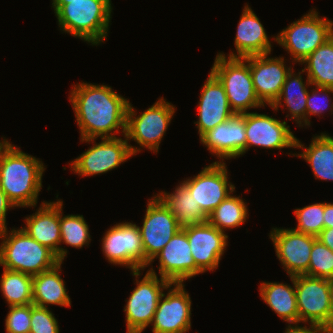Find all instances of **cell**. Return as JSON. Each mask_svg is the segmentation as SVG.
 <instances>
[{
	"label": "cell",
	"instance_id": "cell-35",
	"mask_svg": "<svg viewBox=\"0 0 333 333\" xmlns=\"http://www.w3.org/2000/svg\"><path fill=\"white\" fill-rule=\"evenodd\" d=\"M315 87V89H313ZM312 90L308 93L306 101V126H310L311 115H316L320 117L322 113L324 114L325 110H329L331 115L333 114V103L332 98L329 97L333 93V88L331 87H318L313 86ZM321 96V97H320ZM321 98V99H320ZM320 102L321 100H323Z\"/></svg>",
	"mask_w": 333,
	"mask_h": 333
},
{
	"label": "cell",
	"instance_id": "cell-9",
	"mask_svg": "<svg viewBox=\"0 0 333 333\" xmlns=\"http://www.w3.org/2000/svg\"><path fill=\"white\" fill-rule=\"evenodd\" d=\"M295 292L299 323L321 327L333 333V307L331 303L329 279L295 276Z\"/></svg>",
	"mask_w": 333,
	"mask_h": 333
},
{
	"label": "cell",
	"instance_id": "cell-40",
	"mask_svg": "<svg viewBox=\"0 0 333 333\" xmlns=\"http://www.w3.org/2000/svg\"><path fill=\"white\" fill-rule=\"evenodd\" d=\"M317 239L333 251V228H324Z\"/></svg>",
	"mask_w": 333,
	"mask_h": 333
},
{
	"label": "cell",
	"instance_id": "cell-28",
	"mask_svg": "<svg viewBox=\"0 0 333 333\" xmlns=\"http://www.w3.org/2000/svg\"><path fill=\"white\" fill-rule=\"evenodd\" d=\"M171 210L181 228L199 225L208 220V216L192 197L190 190L180 182L172 193L160 191L156 194Z\"/></svg>",
	"mask_w": 333,
	"mask_h": 333
},
{
	"label": "cell",
	"instance_id": "cell-30",
	"mask_svg": "<svg viewBox=\"0 0 333 333\" xmlns=\"http://www.w3.org/2000/svg\"><path fill=\"white\" fill-rule=\"evenodd\" d=\"M231 193L208 216V222L225 233L227 229H236L248 219L247 202Z\"/></svg>",
	"mask_w": 333,
	"mask_h": 333
},
{
	"label": "cell",
	"instance_id": "cell-5",
	"mask_svg": "<svg viewBox=\"0 0 333 333\" xmlns=\"http://www.w3.org/2000/svg\"><path fill=\"white\" fill-rule=\"evenodd\" d=\"M211 73L220 81L226 92L230 108L235 114H245L253 108L265 107L256 95L250 73V56L226 57L217 53Z\"/></svg>",
	"mask_w": 333,
	"mask_h": 333
},
{
	"label": "cell",
	"instance_id": "cell-10",
	"mask_svg": "<svg viewBox=\"0 0 333 333\" xmlns=\"http://www.w3.org/2000/svg\"><path fill=\"white\" fill-rule=\"evenodd\" d=\"M123 137L124 140L118 136L101 138L99 143L95 142L97 138L80 139L81 142L93 143V145L69 163L71 171L78 176L88 177L114 170L133 156L129 141L125 135Z\"/></svg>",
	"mask_w": 333,
	"mask_h": 333
},
{
	"label": "cell",
	"instance_id": "cell-42",
	"mask_svg": "<svg viewBox=\"0 0 333 333\" xmlns=\"http://www.w3.org/2000/svg\"><path fill=\"white\" fill-rule=\"evenodd\" d=\"M69 1H78V0H52V5H65L68 4Z\"/></svg>",
	"mask_w": 333,
	"mask_h": 333
},
{
	"label": "cell",
	"instance_id": "cell-29",
	"mask_svg": "<svg viewBox=\"0 0 333 333\" xmlns=\"http://www.w3.org/2000/svg\"><path fill=\"white\" fill-rule=\"evenodd\" d=\"M300 64L312 86L333 88V36Z\"/></svg>",
	"mask_w": 333,
	"mask_h": 333
},
{
	"label": "cell",
	"instance_id": "cell-8",
	"mask_svg": "<svg viewBox=\"0 0 333 333\" xmlns=\"http://www.w3.org/2000/svg\"><path fill=\"white\" fill-rule=\"evenodd\" d=\"M140 272L141 270L131 272L136 277L134 283L136 287L126 300L127 303L123 309L126 313V333H142L151 325L158 301L170 284L168 280L158 278L153 267L147 270L142 280H138Z\"/></svg>",
	"mask_w": 333,
	"mask_h": 333
},
{
	"label": "cell",
	"instance_id": "cell-4",
	"mask_svg": "<svg viewBox=\"0 0 333 333\" xmlns=\"http://www.w3.org/2000/svg\"><path fill=\"white\" fill-rule=\"evenodd\" d=\"M10 231L0 230V265L4 269L34 276L61 262L52 250L39 244L22 228Z\"/></svg>",
	"mask_w": 333,
	"mask_h": 333
},
{
	"label": "cell",
	"instance_id": "cell-23",
	"mask_svg": "<svg viewBox=\"0 0 333 333\" xmlns=\"http://www.w3.org/2000/svg\"><path fill=\"white\" fill-rule=\"evenodd\" d=\"M235 53L227 56L232 58H246L271 53L272 45L259 18L248 4L244 6L234 37Z\"/></svg>",
	"mask_w": 333,
	"mask_h": 333
},
{
	"label": "cell",
	"instance_id": "cell-1",
	"mask_svg": "<svg viewBox=\"0 0 333 333\" xmlns=\"http://www.w3.org/2000/svg\"><path fill=\"white\" fill-rule=\"evenodd\" d=\"M69 100L74 109L80 139L116 138L126 134L129 100L111 86L79 82L72 85ZM116 134V135H115Z\"/></svg>",
	"mask_w": 333,
	"mask_h": 333
},
{
	"label": "cell",
	"instance_id": "cell-11",
	"mask_svg": "<svg viewBox=\"0 0 333 333\" xmlns=\"http://www.w3.org/2000/svg\"><path fill=\"white\" fill-rule=\"evenodd\" d=\"M102 252L109 263L132 271L145 269V252L139 226L131 222L117 223L105 232Z\"/></svg>",
	"mask_w": 333,
	"mask_h": 333
},
{
	"label": "cell",
	"instance_id": "cell-18",
	"mask_svg": "<svg viewBox=\"0 0 333 333\" xmlns=\"http://www.w3.org/2000/svg\"><path fill=\"white\" fill-rule=\"evenodd\" d=\"M182 229L187 234L195 265L203 273L217 269L228 245V235L208 221Z\"/></svg>",
	"mask_w": 333,
	"mask_h": 333
},
{
	"label": "cell",
	"instance_id": "cell-21",
	"mask_svg": "<svg viewBox=\"0 0 333 333\" xmlns=\"http://www.w3.org/2000/svg\"><path fill=\"white\" fill-rule=\"evenodd\" d=\"M36 210L25 218L26 226L21 228L39 244L52 250L63 262L68 251L60 245V199L55 202L43 201Z\"/></svg>",
	"mask_w": 333,
	"mask_h": 333
},
{
	"label": "cell",
	"instance_id": "cell-38",
	"mask_svg": "<svg viewBox=\"0 0 333 333\" xmlns=\"http://www.w3.org/2000/svg\"><path fill=\"white\" fill-rule=\"evenodd\" d=\"M15 206L8 199L4 191L0 187V230L7 228L6 215L9 209H13Z\"/></svg>",
	"mask_w": 333,
	"mask_h": 333
},
{
	"label": "cell",
	"instance_id": "cell-15",
	"mask_svg": "<svg viewBox=\"0 0 333 333\" xmlns=\"http://www.w3.org/2000/svg\"><path fill=\"white\" fill-rule=\"evenodd\" d=\"M281 266L288 276L304 275L309 268L310 254L317 237L292 228H272L269 235Z\"/></svg>",
	"mask_w": 333,
	"mask_h": 333
},
{
	"label": "cell",
	"instance_id": "cell-31",
	"mask_svg": "<svg viewBox=\"0 0 333 333\" xmlns=\"http://www.w3.org/2000/svg\"><path fill=\"white\" fill-rule=\"evenodd\" d=\"M33 276L3 268L0 277V291L8 307L33 303Z\"/></svg>",
	"mask_w": 333,
	"mask_h": 333
},
{
	"label": "cell",
	"instance_id": "cell-41",
	"mask_svg": "<svg viewBox=\"0 0 333 333\" xmlns=\"http://www.w3.org/2000/svg\"><path fill=\"white\" fill-rule=\"evenodd\" d=\"M324 228H333V203H324Z\"/></svg>",
	"mask_w": 333,
	"mask_h": 333
},
{
	"label": "cell",
	"instance_id": "cell-16",
	"mask_svg": "<svg viewBox=\"0 0 333 333\" xmlns=\"http://www.w3.org/2000/svg\"><path fill=\"white\" fill-rule=\"evenodd\" d=\"M246 151L250 147L264 149L294 148L296 137L287 122L279 121L268 114L245 113Z\"/></svg>",
	"mask_w": 333,
	"mask_h": 333
},
{
	"label": "cell",
	"instance_id": "cell-2",
	"mask_svg": "<svg viewBox=\"0 0 333 333\" xmlns=\"http://www.w3.org/2000/svg\"><path fill=\"white\" fill-rule=\"evenodd\" d=\"M44 165L8 140L0 146V187L15 207H36Z\"/></svg>",
	"mask_w": 333,
	"mask_h": 333
},
{
	"label": "cell",
	"instance_id": "cell-20",
	"mask_svg": "<svg viewBox=\"0 0 333 333\" xmlns=\"http://www.w3.org/2000/svg\"><path fill=\"white\" fill-rule=\"evenodd\" d=\"M271 53L250 56V73L259 100L271 107L281 94L283 84L292 66L284 57H269Z\"/></svg>",
	"mask_w": 333,
	"mask_h": 333
},
{
	"label": "cell",
	"instance_id": "cell-12",
	"mask_svg": "<svg viewBox=\"0 0 333 333\" xmlns=\"http://www.w3.org/2000/svg\"><path fill=\"white\" fill-rule=\"evenodd\" d=\"M139 226L145 252V268L150 261L160 252L171 238L182 228L175 220L171 210L165 203L154 195L148 199L146 213Z\"/></svg>",
	"mask_w": 333,
	"mask_h": 333
},
{
	"label": "cell",
	"instance_id": "cell-24",
	"mask_svg": "<svg viewBox=\"0 0 333 333\" xmlns=\"http://www.w3.org/2000/svg\"><path fill=\"white\" fill-rule=\"evenodd\" d=\"M301 70L302 71L296 74L292 68L287 74L281 94L271 106V109L277 111L278 108L286 106V109L289 112L286 117L291 116L290 119L296 121L298 127H306V101L309 93L307 88L309 85L312 86V84L307 77L306 81H303L302 74L304 73V70Z\"/></svg>",
	"mask_w": 333,
	"mask_h": 333
},
{
	"label": "cell",
	"instance_id": "cell-19",
	"mask_svg": "<svg viewBox=\"0 0 333 333\" xmlns=\"http://www.w3.org/2000/svg\"><path fill=\"white\" fill-rule=\"evenodd\" d=\"M212 155L224 163V159L239 158L246 153L245 114H234L227 121L208 130L200 137Z\"/></svg>",
	"mask_w": 333,
	"mask_h": 333
},
{
	"label": "cell",
	"instance_id": "cell-44",
	"mask_svg": "<svg viewBox=\"0 0 333 333\" xmlns=\"http://www.w3.org/2000/svg\"><path fill=\"white\" fill-rule=\"evenodd\" d=\"M7 139L4 137L3 140H0V146L6 141Z\"/></svg>",
	"mask_w": 333,
	"mask_h": 333
},
{
	"label": "cell",
	"instance_id": "cell-32",
	"mask_svg": "<svg viewBox=\"0 0 333 333\" xmlns=\"http://www.w3.org/2000/svg\"><path fill=\"white\" fill-rule=\"evenodd\" d=\"M63 201L60 199V231L61 243L80 249L84 245H89L91 235L89 225L83 215L69 214L63 216Z\"/></svg>",
	"mask_w": 333,
	"mask_h": 333
},
{
	"label": "cell",
	"instance_id": "cell-27",
	"mask_svg": "<svg viewBox=\"0 0 333 333\" xmlns=\"http://www.w3.org/2000/svg\"><path fill=\"white\" fill-rule=\"evenodd\" d=\"M311 140L310 145L305 147L296 139V148L303 151L292 156L303 158L310 165L315 179L333 181V136L322 132Z\"/></svg>",
	"mask_w": 333,
	"mask_h": 333
},
{
	"label": "cell",
	"instance_id": "cell-17",
	"mask_svg": "<svg viewBox=\"0 0 333 333\" xmlns=\"http://www.w3.org/2000/svg\"><path fill=\"white\" fill-rule=\"evenodd\" d=\"M159 260L158 272L161 278L170 283H184V281L203 273L196 265L191 253L186 232L179 230L171 240L150 261L149 265Z\"/></svg>",
	"mask_w": 333,
	"mask_h": 333
},
{
	"label": "cell",
	"instance_id": "cell-6",
	"mask_svg": "<svg viewBox=\"0 0 333 333\" xmlns=\"http://www.w3.org/2000/svg\"><path fill=\"white\" fill-rule=\"evenodd\" d=\"M175 109L173 104L160 97L151 107L137 116L138 112L129 101L125 136L128 141L132 140L140 145L135 147L129 144L133 156L141 152V148L157 154L161 140L174 117Z\"/></svg>",
	"mask_w": 333,
	"mask_h": 333
},
{
	"label": "cell",
	"instance_id": "cell-36",
	"mask_svg": "<svg viewBox=\"0 0 333 333\" xmlns=\"http://www.w3.org/2000/svg\"><path fill=\"white\" fill-rule=\"evenodd\" d=\"M31 304L9 306L5 318L6 333H30Z\"/></svg>",
	"mask_w": 333,
	"mask_h": 333
},
{
	"label": "cell",
	"instance_id": "cell-7",
	"mask_svg": "<svg viewBox=\"0 0 333 333\" xmlns=\"http://www.w3.org/2000/svg\"><path fill=\"white\" fill-rule=\"evenodd\" d=\"M333 36V21L319 16L316 9L310 10L272 37L287 53L292 63L300 64L315 49Z\"/></svg>",
	"mask_w": 333,
	"mask_h": 333
},
{
	"label": "cell",
	"instance_id": "cell-26",
	"mask_svg": "<svg viewBox=\"0 0 333 333\" xmlns=\"http://www.w3.org/2000/svg\"><path fill=\"white\" fill-rule=\"evenodd\" d=\"M62 263L59 262L52 269L33 276L32 295L34 305L45 308L49 304L66 308L71 305V299L66 292L65 281L59 274L62 271Z\"/></svg>",
	"mask_w": 333,
	"mask_h": 333
},
{
	"label": "cell",
	"instance_id": "cell-3",
	"mask_svg": "<svg viewBox=\"0 0 333 333\" xmlns=\"http://www.w3.org/2000/svg\"><path fill=\"white\" fill-rule=\"evenodd\" d=\"M111 4V0H78L52 8L61 31L98 46L109 33Z\"/></svg>",
	"mask_w": 333,
	"mask_h": 333
},
{
	"label": "cell",
	"instance_id": "cell-33",
	"mask_svg": "<svg viewBox=\"0 0 333 333\" xmlns=\"http://www.w3.org/2000/svg\"><path fill=\"white\" fill-rule=\"evenodd\" d=\"M324 202L297 208L294 215L297 219V227L293 230L317 237L324 229Z\"/></svg>",
	"mask_w": 333,
	"mask_h": 333
},
{
	"label": "cell",
	"instance_id": "cell-37",
	"mask_svg": "<svg viewBox=\"0 0 333 333\" xmlns=\"http://www.w3.org/2000/svg\"><path fill=\"white\" fill-rule=\"evenodd\" d=\"M30 333H59L58 321L49 308L31 304Z\"/></svg>",
	"mask_w": 333,
	"mask_h": 333
},
{
	"label": "cell",
	"instance_id": "cell-13",
	"mask_svg": "<svg viewBox=\"0 0 333 333\" xmlns=\"http://www.w3.org/2000/svg\"><path fill=\"white\" fill-rule=\"evenodd\" d=\"M228 176L225 162H213L193 178L181 182L190 190L202 211L209 216L223 200L235 192V186L228 180Z\"/></svg>",
	"mask_w": 333,
	"mask_h": 333
},
{
	"label": "cell",
	"instance_id": "cell-34",
	"mask_svg": "<svg viewBox=\"0 0 333 333\" xmlns=\"http://www.w3.org/2000/svg\"><path fill=\"white\" fill-rule=\"evenodd\" d=\"M310 277L333 278V251L318 239L313 243L308 271Z\"/></svg>",
	"mask_w": 333,
	"mask_h": 333
},
{
	"label": "cell",
	"instance_id": "cell-43",
	"mask_svg": "<svg viewBox=\"0 0 333 333\" xmlns=\"http://www.w3.org/2000/svg\"><path fill=\"white\" fill-rule=\"evenodd\" d=\"M329 289H330L331 303L333 307V278L329 279Z\"/></svg>",
	"mask_w": 333,
	"mask_h": 333
},
{
	"label": "cell",
	"instance_id": "cell-14",
	"mask_svg": "<svg viewBox=\"0 0 333 333\" xmlns=\"http://www.w3.org/2000/svg\"><path fill=\"white\" fill-rule=\"evenodd\" d=\"M185 284L170 283L162 294L152 321L153 333H187L191 329V297Z\"/></svg>",
	"mask_w": 333,
	"mask_h": 333
},
{
	"label": "cell",
	"instance_id": "cell-22",
	"mask_svg": "<svg viewBox=\"0 0 333 333\" xmlns=\"http://www.w3.org/2000/svg\"><path fill=\"white\" fill-rule=\"evenodd\" d=\"M197 107L199 119L194 124L199 137L235 114L230 108L223 85L211 72L202 86Z\"/></svg>",
	"mask_w": 333,
	"mask_h": 333
},
{
	"label": "cell",
	"instance_id": "cell-25",
	"mask_svg": "<svg viewBox=\"0 0 333 333\" xmlns=\"http://www.w3.org/2000/svg\"><path fill=\"white\" fill-rule=\"evenodd\" d=\"M293 285L279 282H261L260 297L279 318L291 325L299 324L297 309L295 276H290Z\"/></svg>",
	"mask_w": 333,
	"mask_h": 333
},
{
	"label": "cell",
	"instance_id": "cell-39",
	"mask_svg": "<svg viewBox=\"0 0 333 333\" xmlns=\"http://www.w3.org/2000/svg\"><path fill=\"white\" fill-rule=\"evenodd\" d=\"M284 333H328L321 327L310 325L308 328L307 326H299V325H291L288 326Z\"/></svg>",
	"mask_w": 333,
	"mask_h": 333
}]
</instances>
